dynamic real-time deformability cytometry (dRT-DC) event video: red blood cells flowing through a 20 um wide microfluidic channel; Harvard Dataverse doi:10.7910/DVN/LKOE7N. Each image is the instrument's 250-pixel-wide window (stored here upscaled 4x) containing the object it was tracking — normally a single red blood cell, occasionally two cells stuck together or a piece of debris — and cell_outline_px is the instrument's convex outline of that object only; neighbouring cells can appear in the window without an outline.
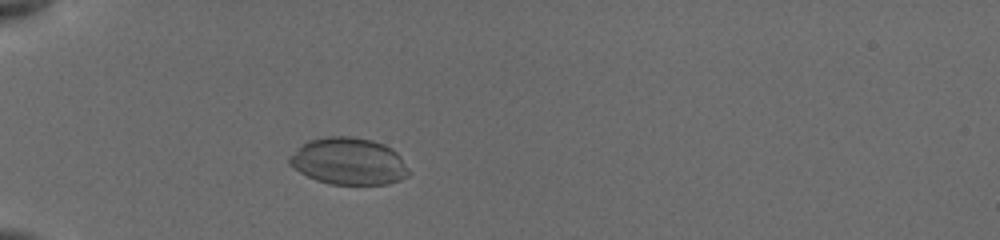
{"species": "common noctule bat (a hibernating species)", "species_latin": "Nyctalus noctula", "temperature_condition": "cold", "stored_images_in_passage": 5, "camera_frame_rate_fps": 3000, "um_per_image_px": 0.085, "animal": {"sex": "female", "body_mass_g": 19.5, "forearm_length_mm": 54.1}, "frame": {"image": 1, "passage_image": 3, "time_ms": 2.0, "image_size_px": [1000, 240], "cell_outline_px": [[412, 172], [408, 176], [400, 180], [388, 184], [332, 184], [316, 180], [300, 172], [288, 164], [288, 160], [308, 140], [328, 136], [352, 136], [372, 140], [384, 144], [392, 148], [400, 156]], "centroid_in_image_um": [29.7, 13.71], "position_along_channel_um": 55.3, "area_um2": 32.6}}
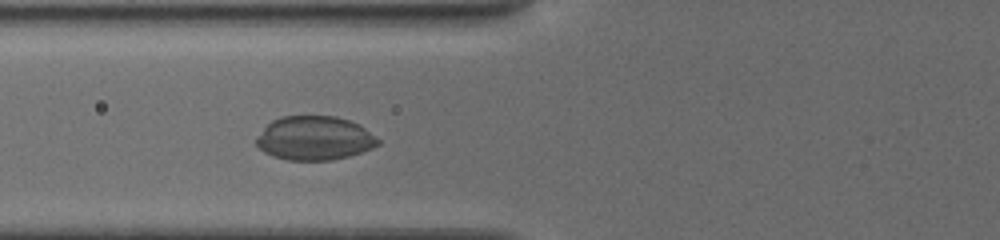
{"frame": {"image": 2, "passage_image": 5, "time_ms": 3.667, "image_size_px": [1000, 240], "cell_outline_px": [[380, 144], [372, 148], [348, 156], [332, 160], [284, 160], [272, 156], [264, 152], [256, 144], [256, 140], [264, 128], [272, 120], [280, 116], [336, 116], [360, 124], [380, 140]], "centroid_in_image_um": [26.74, 11.75], "position_along_channel_um": 99.1, "area_um2": 31.15}}